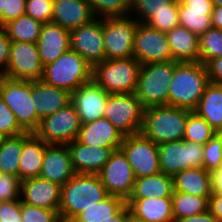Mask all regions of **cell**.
<instances>
[{
    "instance_id": "obj_26",
    "label": "cell",
    "mask_w": 222,
    "mask_h": 222,
    "mask_svg": "<svg viewBox=\"0 0 222 222\" xmlns=\"http://www.w3.org/2000/svg\"><path fill=\"white\" fill-rule=\"evenodd\" d=\"M47 144L35 133L23 134V146L19 161L18 178L23 181L39 177Z\"/></svg>"
},
{
    "instance_id": "obj_50",
    "label": "cell",
    "mask_w": 222,
    "mask_h": 222,
    "mask_svg": "<svg viewBox=\"0 0 222 222\" xmlns=\"http://www.w3.org/2000/svg\"><path fill=\"white\" fill-rule=\"evenodd\" d=\"M209 210L218 222H222V194L212 193L209 199Z\"/></svg>"
},
{
    "instance_id": "obj_47",
    "label": "cell",
    "mask_w": 222,
    "mask_h": 222,
    "mask_svg": "<svg viewBox=\"0 0 222 222\" xmlns=\"http://www.w3.org/2000/svg\"><path fill=\"white\" fill-rule=\"evenodd\" d=\"M0 222H21V200L0 203Z\"/></svg>"
},
{
    "instance_id": "obj_41",
    "label": "cell",
    "mask_w": 222,
    "mask_h": 222,
    "mask_svg": "<svg viewBox=\"0 0 222 222\" xmlns=\"http://www.w3.org/2000/svg\"><path fill=\"white\" fill-rule=\"evenodd\" d=\"M222 166V132L203 145V168L212 172Z\"/></svg>"
},
{
    "instance_id": "obj_17",
    "label": "cell",
    "mask_w": 222,
    "mask_h": 222,
    "mask_svg": "<svg viewBox=\"0 0 222 222\" xmlns=\"http://www.w3.org/2000/svg\"><path fill=\"white\" fill-rule=\"evenodd\" d=\"M109 94L93 80L83 84L71 93V102L75 106L81 124L104 117Z\"/></svg>"
},
{
    "instance_id": "obj_34",
    "label": "cell",
    "mask_w": 222,
    "mask_h": 222,
    "mask_svg": "<svg viewBox=\"0 0 222 222\" xmlns=\"http://www.w3.org/2000/svg\"><path fill=\"white\" fill-rule=\"evenodd\" d=\"M126 201L118 196L109 195L102 201L81 212L74 220L77 222H105L115 215Z\"/></svg>"
},
{
    "instance_id": "obj_42",
    "label": "cell",
    "mask_w": 222,
    "mask_h": 222,
    "mask_svg": "<svg viewBox=\"0 0 222 222\" xmlns=\"http://www.w3.org/2000/svg\"><path fill=\"white\" fill-rule=\"evenodd\" d=\"M58 210L32 206L21 201V222H60Z\"/></svg>"
},
{
    "instance_id": "obj_14",
    "label": "cell",
    "mask_w": 222,
    "mask_h": 222,
    "mask_svg": "<svg viewBox=\"0 0 222 222\" xmlns=\"http://www.w3.org/2000/svg\"><path fill=\"white\" fill-rule=\"evenodd\" d=\"M43 68L36 43L11 41L5 77L25 81L41 80Z\"/></svg>"
},
{
    "instance_id": "obj_6",
    "label": "cell",
    "mask_w": 222,
    "mask_h": 222,
    "mask_svg": "<svg viewBox=\"0 0 222 222\" xmlns=\"http://www.w3.org/2000/svg\"><path fill=\"white\" fill-rule=\"evenodd\" d=\"M41 80L70 93L92 80V66L71 49L44 66Z\"/></svg>"
},
{
    "instance_id": "obj_30",
    "label": "cell",
    "mask_w": 222,
    "mask_h": 222,
    "mask_svg": "<svg viewBox=\"0 0 222 222\" xmlns=\"http://www.w3.org/2000/svg\"><path fill=\"white\" fill-rule=\"evenodd\" d=\"M173 192V177L160 172L155 175L136 178L129 198L172 197Z\"/></svg>"
},
{
    "instance_id": "obj_40",
    "label": "cell",
    "mask_w": 222,
    "mask_h": 222,
    "mask_svg": "<svg viewBox=\"0 0 222 222\" xmlns=\"http://www.w3.org/2000/svg\"><path fill=\"white\" fill-rule=\"evenodd\" d=\"M143 24L164 33L169 32L179 25V1L172 5L169 10L152 13Z\"/></svg>"
},
{
    "instance_id": "obj_12",
    "label": "cell",
    "mask_w": 222,
    "mask_h": 222,
    "mask_svg": "<svg viewBox=\"0 0 222 222\" xmlns=\"http://www.w3.org/2000/svg\"><path fill=\"white\" fill-rule=\"evenodd\" d=\"M120 149L127 156L135 178L161 172L158 144L146 138L141 132L124 136Z\"/></svg>"
},
{
    "instance_id": "obj_39",
    "label": "cell",
    "mask_w": 222,
    "mask_h": 222,
    "mask_svg": "<svg viewBox=\"0 0 222 222\" xmlns=\"http://www.w3.org/2000/svg\"><path fill=\"white\" fill-rule=\"evenodd\" d=\"M176 2L177 0H131L130 15L134 14L133 18L137 16L139 23H144L152 13L169 10Z\"/></svg>"
},
{
    "instance_id": "obj_4",
    "label": "cell",
    "mask_w": 222,
    "mask_h": 222,
    "mask_svg": "<svg viewBox=\"0 0 222 222\" xmlns=\"http://www.w3.org/2000/svg\"><path fill=\"white\" fill-rule=\"evenodd\" d=\"M141 66L134 57L104 60L92 67V80L108 94L134 93Z\"/></svg>"
},
{
    "instance_id": "obj_58",
    "label": "cell",
    "mask_w": 222,
    "mask_h": 222,
    "mask_svg": "<svg viewBox=\"0 0 222 222\" xmlns=\"http://www.w3.org/2000/svg\"><path fill=\"white\" fill-rule=\"evenodd\" d=\"M60 222H77L74 219H61Z\"/></svg>"
},
{
    "instance_id": "obj_54",
    "label": "cell",
    "mask_w": 222,
    "mask_h": 222,
    "mask_svg": "<svg viewBox=\"0 0 222 222\" xmlns=\"http://www.w3.org/2000/svg\"><path fill=\"white\" fill-rule=\"evenodd\" d=\"M211 21L213 28L222 30V6H213Z\"/></svg>"
},
{
    "instance_id": "obj_10",
    "label": "cell",
    "mask_w": 222,
    "mask_h": 222,
    "mask_svg": "<svg viewBox=\"0 0 222 222\" xmlns=\"http://www.w3.org/2000/svg\"><path fill=\"white\" fill-rule=\"evenodd\" d=\"M129 17L103 18L106 60L133 57L134 36L139 21Z\"/></svg>"
},
{
    "instance_id": "obj_56",
    "label": "cell",
    "mask_w": 222,
    "mask_h": 222,
    "mask_svg": "<svg viewBox=\"0 0 222 222\" xmlns=\"http://www.w3.org/2000/svg\"><path fill=\"white\" fill-rule=\"evenodd\" d=\"M5 0H0V28H2V11L4 7Z\"/></svg>"
},
{
    "instance_id": "obj_1",
    "label": "cell",
    "mask_w": 222,
    "mask_h": 222,
    "mask_svg": "<svg viewBox=\"0 0 222 222\" xmlns=\"http://www.w3.org/2000/svg\"><path fill=\"white\" fill-rule=\"evenodd\" d=\"M209 83L207 67L201 62H179L169 85L168 106L194 111Z\"/></svg>"
},
{
    "instance_id": "obj_2",
    "label": "cell",
    "mask_w": 222,
    "mask_h": 222,
    "mask_svg": "<svg viewBox=\"0 0 222 222\" xmlns=\"http://www.w3.org/2000/svg\"><path fill=\"white\" fill-rule=\"evenodd\" d=\"M108 196L99 175L76 173L61 187V201L58 209L60 218L75 219L81 212Z\"/></svg>"
},
{
    "instance_id": "obj_44",
    "label": "cell",
    "mask_w": 222,
    "mask_h": 222,
    "mask_svg": "<svg viewBox=\"0 0 222 222\" xmlns=\"http://www.w3.org/2000/svg\"><path fill=\"white\" fill-rule=\"evenodd\" d=\"M0 132L6 137L19 136L26 131L18 124L16 116L0 98Z\"/></svg>"
},
{
    "instance_id": "obj_23",
    "label": "cell",
    "mask_w": 222,
    "mask_h": 222,
    "mask_svg": "<svg viewBox=\"0 0 222 222\" xmlns=\"http://www.w3.org/2000/svg\"><path fill=\"white\" fill-rule=\"evenodd\" d=\"M124 135L106 118L81 124L77 141L86 146L120 148Z\"/></svg>"
},
{
    "instance_id": "obj_8",
    "label": "cell",
    "mask_w": 222,
    "mask_h": 222,
    "mask_svg": "<svg viewBox=\"0 0 222 222\" xmlns=\"http://www.w3.org/2000/svg\"><path fill=\"white\" fill-rule=\"evenodd\" d=\"M144 107L140 100L130 94H109L104 117H106L124 136L141 132Z\"/></svg>"
},
{
    "instance_id": "obj_29",
    "label": "cell",
    "mask_w": 222,
    "mask_h": 222,
    "mask_svg": "<svg viewBox=\"0 0 222 222\" xmlns=\"http://www.w3.org/2000/svg\"><path fill=\"white\" fill-rule=\"evenodd\" d=\"M174 191L199 197H211V172L205 168L185 169L173 176Z\"/></svg>"
},
{
    "instance_id": "obj_31",
    "label": "cell",
    "mask_w": 222,
    "mask_h": 222,
    "mask_svg": "<svg viewBox=\"0 0 222 222\" xmlns=\"http://www.w3.org/2000/svg\"><path fill=\"white\" fill-rule=\"evenodd\" d=\"M218 133L222 132V85L209 83L194 110Z\"/></svg>"
},
{
    "instance_id": "obj_36",
    "label": "cell",
    "mask_w": 222,
    "mask_h": 222,
    "mask_svg": "<svg viewBox=\"0 0 222 222\" xmlns=\"http://www.w3.org/2000/svg\"><path fill=\"white\" fill-rule=\"evenodd\" d=\"M216 133L218 132L203 117L191 111L186 122L183 140L204 145Z\"/></svg>"
},
{
    "instance_id": "obj_3",
    "label": "cell",
    "mask_w": 222,
    "mask_h": 222,
    "mask_svg": "<svg viewBox=\"0 0 222 222\" xmlns=\"http://www.w3.org/2000/svg\"><path fill=\"white\" fill-rule=\"evenodd\" d=\"M191 110L172 106L144 109L141 133L155 144L182 140Z\"/></svg>"
},
{
    "instance_id": "obj_38",
    "label": "cell",
    "mask_w": 222,
    "mask_h": 222,
    "mask_svg": "<svg viewBox=\"0 0 222 222\" xmlns=\"http://www.w3.org/2000/svg\"><path fill=\"white\" fill-rule=\"evenodd\" d=\"M96 18L130 16L131 0H88Z\"/></svg>"
},
{
    "instance_id": "obj_21",
    "label": "cell",
    "mask_w": 222,
    "mask_h": 222,
    "mask_svg": "<svg viewBox=\"0 0 222 222\" xmlns=\"http://www.w3.org/2000/svg\"><path fill=\"white\" fill-rule=\"evenodd\" d=\"M36 44L41 63L46 66L70 50V31L52 22L45 23Z\"/></svg>"
},
{
    "instance_id": "obj_37",
    "label": "cell",
    "mask_w": 222,
    "mask_h": 222,
    "mask_svg": "<svg viewBox=\"0 0 222 222\" xmlns=\"http://www.w3.org/2000/svg\"><path fill=\"white\" fill-rule=\"evenodd\" d=\"M199 62L207 65L212 59L222 56V30L210 28L199 35Z\"/></svg>"
},
{
    "instance_id": "obj_57",
    "label": "cell",
    "mask_w": 222,
    "mask_h": 222,
    "mask_svg": "<svg viewBox=\"0 0 222 222\" xmlns=\"http://www.w3.org/2000/svg\"><path fill=\"white\" fill-rule=\"evenodd\" d=\"M213 6H222V0H211Z\"/></svg>"
},
{
    "instance_id": "obj_53",
    "label": "cell",
    "mask_w": 222,
    "mask_h": 222,
    "mask_svg": "<svg viewBox=\"0 0 222 222\" xmlns=\"http://www.w3.org/2000/svg\"><path fill=\"white\" fill-rule=\"evenodd\" d=\"M129 220V206L125 204L115 215L110 217L105 222H128Z\"/></svg>"
},
{
    "instance_id": "obj_48",
    "label": "cell",
    "mask_w": 222,
    "mask_h": 222,
    "mask_svg": "<svg viewBox=\"0 0 222 222\" xmlns=\"http://www.w3.org/2000/svg\"><path fill=\"white\" fill-rule=\"evenodd\" d=\"M11 49V39L6 32L0 28V77H4L8 66Z\"/></svg>"
},
{
    "instance_id": "obj_45",
    "label": "cell",
    "mask_w": 222,
    "mask_h": 222,
    "mask_svg": "<svg viewBox=\"0 0 222 222\" xmlns=\"http://www.w3.org/2000/svg\"><path fill=\"white\" fill-rule=\"evenodd\" d=\"M21 180L6 173H0V203L21 200Z\"/></svg>"
},
{
    "instance_id": "obj_18",
    "label": "cell",
    "mask_w": 222,
    "mask_h": 222,
    "mask_svg": "<svg viewBox=\"0 0 222 222\" xmlns=\"http://www.w3.org/2000/svg\"><path fill=\"white\" fill-rule=\"evenodd\" d=\"M75 174L68 146L49 144L45 150L39 177L63 186Z\"/></svg>"
},
{
    "instance_id": "obj_25",
    "label": "cell",
    "mask_w": 222,
    "mask_h": 222,
    "mask_svg": "<svg viewBox=\"0 0 222 222\" xmlns=\"http://www.w3.org/2000/svg\"><path fill=\"white\" fill-rule=\"evenodd\" d=\"M32 97L38 118L52 115L71 102V93L48 85L42 80L32 81Z\"/></svg>"
},
{
    "instance_id": "obj_33",
    "label": "cell",
    "mask_w": 222,
    "mask_h": 222,
    "mask_svg": "<svg viewBox=\"0 0 222 222\" xmlns=\"http://www.w3.org/2000/svg\"><path fill=\"white\" fill-rule=\"evenodd\" d=\"M209 199L210 197H199L174 191L172 195L174 221L188 216H195L209 210Z\"/></svg>"
},
{
    "instance_id": "obj_16",
    "label": "cell",
    "mask_w": 222,
    "mask_h": 222,
    "mask_svg": "<svg viewBox=\"0 0 222 222\" xmlns=\"http://www.w3.org/2000/svg\"><path fill=\"white\" fill-rule=\"evenodd\" d=\"M109 195L125 201L132 193L135 176L127 156L121 149L115 150L98 174Z\"/></svg>"
},
{
    "instance_id": "obj_55",
    "label": "cell",
    "mask_w": 222,
    "mask_h": 222,
    "mask_svg": "<svg viewBox=\"0 0 222 222\" xmlns=\"http://www.w3.org/2000/svg\"><path fill=\"white\" fill-rule=\"evenodd\" d=\"M128 222H146L144 220L136 218L134 215L131 214L130 208H129V220Z\"/></svg>"
},
{
    "instance_id": "obj_59",
    "label": "cell",
    "mask_w": 222,
    "mask_h": 222,
    "mask_svg": "<svg viewBox=\"0 0 222 222\" xmlns=\"http://www.w3.org/2000/svg\"><path fill=\"white\" fill-rule=\"evenodd\" d=\"M6 138L5 135H3L1 132H0V144L3 142V140Z\"/></svg>"
},
{
    "instance_id": "obj_20",
    "label": "cell",
    "mask_w": 222,
    "mask_h": 222,
    "mask_svg": "<svg viewBox=\"0 0 222 222\" xmlns=\"http://www.w3.org/2000/svg\"><path fill=\"white\" fill-rule=\"evenodd\" d=\"M75 173L98 175L111 154L120 148L86 146L74 140L67 144Z\"/></svg>"
},
{
    "instance_id": "obj_15",
    "label": "cell",
    "mask_w": 222,
    "mask_h": 222,
    "mask_svg": "<svg viewBox=\"0 0 222 222\" xmlns=\"http://www.w3.org/2000/svg\"><path fill=\"white\" fill-rule=\"evenodd\" d=\"M70 49L77 52L92 67L106 60L103 41V18L70 30Z\"/></svg>"
},
{
    "instance_id": "obj_43",
    "label": "cell",
    "mask_w": 222,
    "mask_h": 222,
    "mask_svg": "<svg viewBox=\"0 0 222 222\" xmlns=\"http://www.w3.org/2000/svg\"><path fill=\"white\" fill-rule=\"evenodd\" d=\"M54 0H26L25 14L41 23H50Z\"/></svg>"
},
{
    "instance_id": "obj_35",
    "label": "cell",
    "mask_w": 222,
    "mask_h": 222,
    "mask_svg": "<svg viewBox=\"0 0 222 222\" xmlns=\"http://www.w3.org/2000/svg\"><path fill=\"white\" fill-rule=\"evenodd\" d=\"M23 146V134L6 137L0 144V173L18 177L19 161Z\"/></svg>"
},
{
    "instance_id": "obj_52",
    "label": "cell",
    "mask_w": 222,
    "mask_h": 222,
    "mask_svg": "<svg viewBox=\"0 0 222 222\" xmlns=\"http://www.w3.org/2000/svg\"><path fill=\"white\" fill-rule=\"evenodd\" d=\"M212 193L222 194V166L211 172Z\"/></svg>"
},
{
    "instance_id": "obj_11",
    "label": "cell",
    "mask_w": 222,
    "mask_h": 222,
    "mask_svg": "<svg viewBox=\"0 0 222 222\" xmlns=\"http://www.w3.org/2000/svg\"><path fill=\"white\" fill-rule=\"evenodd\" d=\"M161 172L175 174L190 168L203 167V145L186 142L183 139L158 145Z\"/></svg>"
},
{
    "instance_id": "obj_5",
    "label": "cell",
    "mask_w": 222,
    "mask_h": 222,
    "mask_svg": "<svg viewBox=\"0 0 222 222\" xmlns=\"http://www.w3.org/2000/svg\"><path fill=\"white\" fill-rule=\"evenodd\" d=\"M178 61L145 63L141 66L134 95L144 108L168 106L169 85Z\"/></svg>"
},
{
    "instance_id": "obj_28",
    "label": "cell",
    "mask_w": 222,
    "mask_h": 222,
    "mask_svg": "<svg viewBox=\"0 0 222 222\" xmlns=\"http://www.w3.org/2000/svg\"><path fill=\"white\" fill-rule=\"evenodd\" d=\"M174 61L199 62V36L178 25L166 33Z\"/></svg>"
},
{
    "instance_id": "obj_13",
    "label": "cell",
    "mask_w": 222,
    "mask_h": 222,
    "mask_svg": "<svg viewBox=\"0 0 222 222\" xmlns=\"http://www.w3.org/2000/svg\"><path fill=\"white\" fill-rule=\"evenodd\" d=\"M133 57L141 64L174 61L167 35L138 23L133 44Z\"/></svg>"
},
{
    "instance_id": "obj_46",
    "label": "cell",
    "mask_w": 222,
    "mask_h": 222,
    "mask_svg": "<svg viewBox=\"0 0 222 222\" xmlns=\"http://www.w3.org/2000/svg\"><path fill=\"white\" fill-rule=\"evenodd\" d=\"M26 0H5L2 11V27L15 20L22 15H25Z\"/></svg>"
},
{
    "instance_id": "obj_49",
    "label": "cell",
    "mask_w": 222,
    "mask_h": 222,
    "mask_svg": "<svg viewBox=\"0 0 222 222\" xmlns=\"http://www.w3.org/2000/svg\"><path fill=\"white\" fill-rule=\"evenodd\" d=\"M209 82L222 85V56L212 59L207 65Z\"/></svg>"
},
{
    "instance_id": "obj_7",
    "label": "cell",
    "mask_w": 222,
    "mask_h": 222,
    "mask_svg": "<svg viewBox=\"0 0 222 222\" xmlns=\"http://www.w3.org/2000/svg\"><path fill=\"white\" fill-rule=\"evenodd\" d=\"M0 98L16 116L18 124L34 133L40 124L32 97V81L0 77Z\"/></svg>"
},
{
    "instance_id": "obj_9",
    "label": "cell",
    "mask_w": 222,
    "mask_h": 222,
    "mask_svg": "<svg viewBox=\"0 0 222 222\" xmlns=\"http://www.w3.org/2000/svg\"><path fill=\"white\" fill-rule=\"evenodd\" d=\"M79 115L72 102L43 118L34 132L47 144L67 145L77 139L80 130Z\"/></svg>"
},
{
    "instance_id": "obj_51",
    "label": "cell",
    "mask_w": 222,
    "mask_h": 222,
    "mask_svg": "<svg viewBox=\"0 0 222 222\" xmlns=\"http://www.w3.org/2000/svg\"><path fill=\"white\" fill-rule=\"evenodd\" d=\"M174 222H218L217 218L207 210L195 216H188L181 219H176Z\"/></svg>"
},
{
    "instance_id": "obj_27",
    "label": "cell",
    "mask_w": 222,
    "mask_h": 222,
    "mask_svg": "<svg viewBox=\"0 0 222 222\" xmlns=\"http://www.w3.org/2000/svg\"><path fill=\"white\" fill-rule=\"evenodd\" d=\"M131 214L146 222H174L172 197L128 198Z\"/></svg>"
},
{
    "instance_id": "obj_32",
    "label": "cell",
    "mask_w": 222,
    "mask_h": 222,
    "mask_svg": "<svg viewBox=\"0 0 222 222\" xmlns=\"http://www.w3.org/2000/svg\"><path fill=\"white\" fill-rule=\"evenodd\" d=\"M42 25L40 21L25 14L6 23L2 29L11 41L37 43Z\"/></svg>"
},
{
    "instance_id": "obj_19",
    "label": "cell",
    "mask_w": 222,
    "mask_h": 222,
    "mask_svg": "<svg viewBox=\"0 0 222 222\" xmlns=\"http://www.w3.org/2000/svg\"><path fill=\"white\" fill-rule=\"evenodd\" d=\"M61 187L59 184L41 177L21 181V201L23 203L58 210L61 201Z\"/></svg>"
},
{
    "instance_id": "obj_22",
    "label": "cell",
    "mask_w": 222,
    "mask_h": 222,
    "mask_svg": "<svg viewBox=\"0 0 222 222\" xmlns=\"http://www.w3.org/2000/svg\"><path fill=\"white\" fill-rule=\"evenodd\" d=\"M96 16L88 0H54L51 22L73 30L93 21Z\"/></svg>"
},
{
    "instance_id": "obj_24",
    "label": "cell",
    "mask_w": 222,
    "mask_h": 222,
    "mask_svg": "<svg viewBox=\"0 0 222 222\" xmlns=\"http://www.w3.org/2000/svg\"><path fill=\"white\" fill-rule=\"evenodd\" d=\"M212 9L211 0H181L179 25L199 36L212 28Z\"/></svg>"
}]
</instances>
